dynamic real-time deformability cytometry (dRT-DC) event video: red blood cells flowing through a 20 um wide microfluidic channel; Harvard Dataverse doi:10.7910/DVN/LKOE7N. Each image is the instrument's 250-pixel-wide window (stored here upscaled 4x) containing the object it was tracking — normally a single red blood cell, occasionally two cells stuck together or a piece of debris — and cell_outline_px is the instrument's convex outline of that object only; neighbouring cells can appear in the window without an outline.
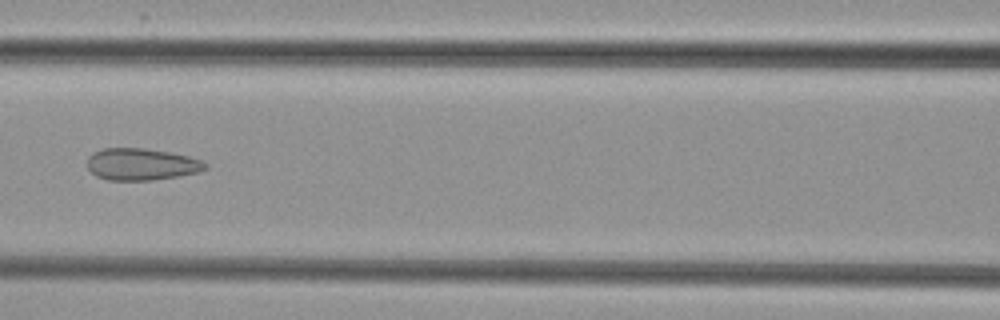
{"species": "common noctule bat (a hibernating species)", "species_latin": "Nyctalus noctula", "temperature_condition": "cold", "stored_images_in_passage": 6, "camera_frame_rate_fps": 3000, "um_per_image_px": 0.085, "animal": {"sex": "female", "body_mass_g": 29.2, "forearm_length_mm": 56.3}, "frame": {"image": 1, "passage_image": 6, "time_ms": 6.0, "image_size_px": [1000, 320], "cell_outline_px": [[208, 168], [196, 172], [180, 176], [152, 180], [108, 180], [96, 176], [88, 168], [88, 156], [92, 152], [104, 148], [144, 148], [172, 152], [188, 156], [200, 160], [208, 164]], "centroid_in_image_um": [12.02, 13.96], "position_along_channel_um": 154.6, "area_um2": 22.02}}